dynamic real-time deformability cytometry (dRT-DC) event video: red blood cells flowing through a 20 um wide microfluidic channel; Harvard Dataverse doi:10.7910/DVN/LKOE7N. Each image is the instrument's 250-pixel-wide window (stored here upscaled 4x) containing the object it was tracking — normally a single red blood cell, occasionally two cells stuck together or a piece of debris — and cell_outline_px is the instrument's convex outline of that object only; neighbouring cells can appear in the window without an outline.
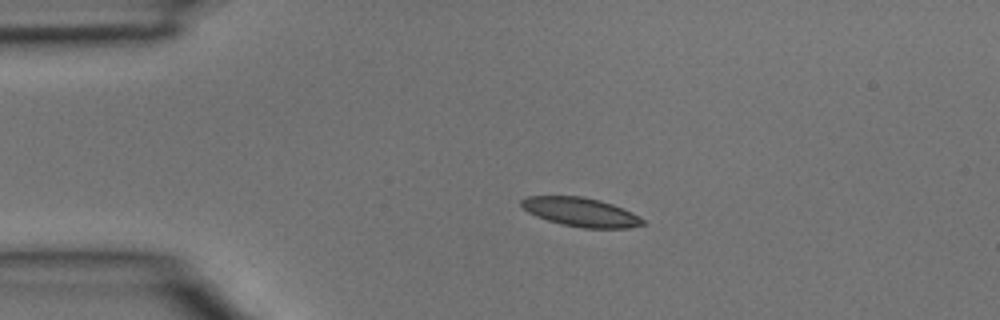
{"species": "common noctule bat (a hibernating species)", "species_latin": "Nyctalus noctula", "temperature_condition": "room temperature", "stored_images_in_passage": 3, "camera_frame_rate_fps": 3000, "um_per_image_px": 0.085, "animal": {"sex": "male", "body_mass_g": 15.6}, "frame": {"image": 1, "passage_image": 2, "time_ms": 0.333, "image_size_px": [1000, 320], "cell_outline_px": [[648, 224], [628, 228], [584, 228], [564, 224], [548, 220], [536, 216], [528, 212], [520, 204], [520, 200], [528, 196], [580, 196], [600, 200], [612, 204], [632, 212], [644, 220]], "centroid_in_image_um": [49.39, 18.02], "position_along_channel_um": 35.6, "area_um2": 20.35}}